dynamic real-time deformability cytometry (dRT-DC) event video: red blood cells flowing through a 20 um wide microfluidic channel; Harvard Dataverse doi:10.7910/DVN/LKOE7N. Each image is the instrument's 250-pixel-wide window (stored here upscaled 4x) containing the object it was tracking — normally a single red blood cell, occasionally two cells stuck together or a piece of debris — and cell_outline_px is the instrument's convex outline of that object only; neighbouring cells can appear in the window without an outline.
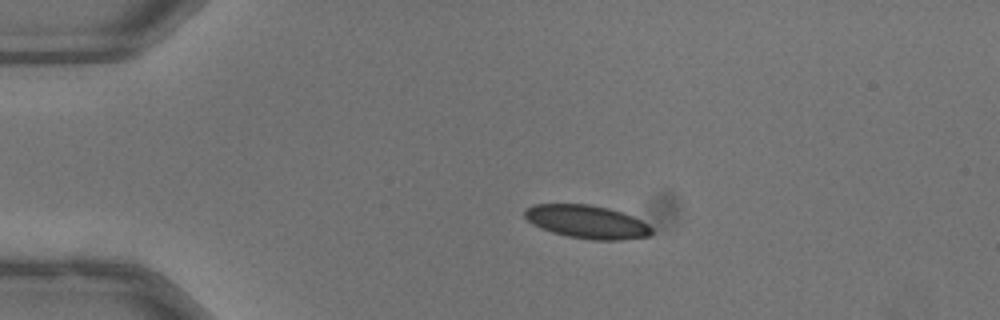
{"species": "common noctule bat (a hibernating species)", "species_latin": "Nyctalus noctula", "temperature_condition": "warm", "stored_images_in_passage": 43, "camera_frame_rate_fps": 3000, "um_per_image_px": 0.085, "animal": {"sex": "male", "body_mass_g": 13.3}, "frame": {"image": 1, "passage_image": 1, "time_ms": 0.0, "image_size_px": [1000, 320], "cell_outline_px": [[652, 232], [648, 236], [620, 240], [592, 240], [568, 236], [552, 232], [540, 228], [532, 224], [524, 216], [524, 212], [532, 204], [588, 204], [608, 208], [624, 212], [648, 224], [652, 228]], "centroid_in_image_um": [49.88, 18.85], "position_along_channel_um": 35.1, "area_um2": 24.57}}
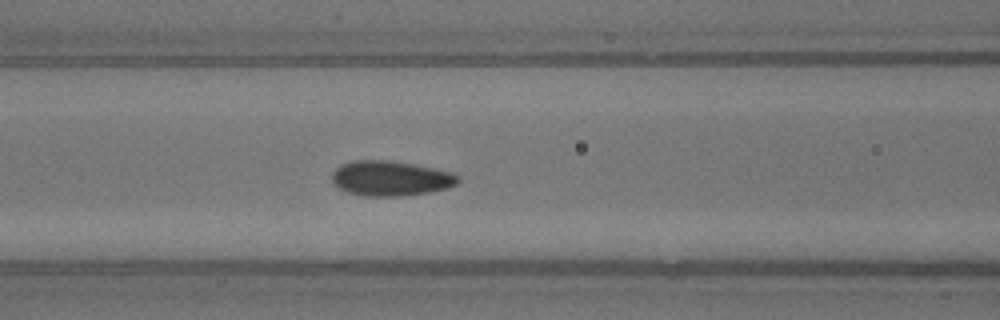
{"frame": {"image": 2, "passage_image": 12, "time_ms": 3.667, "image_size_px": [1000, 320], "cell_outline_px": [[460, 180], [456, 184], [448, 188], [428, 192], [400, 196], [364, 196], [348, 192], [340, 188], [332, 180], [332, 172], [340, 164], [352, 160], [388, 160], [412, 164], [452, 172]], "centroid_in_image_um": [33.17, 15.15], "position_along_channel_um": 133.4, "area_um2": 25.55}}
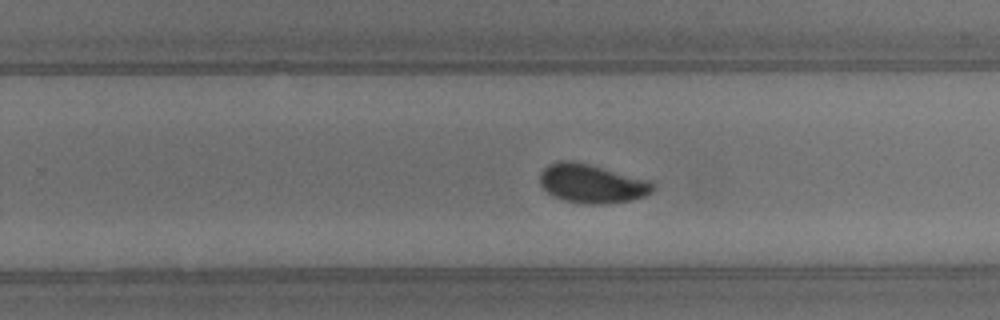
{"frame": {"image": 3, "passage_image": 23, "time_ms": 7.333, "image_size_px": [1000, 320], "cell_outline_px": [[656, 188], [652, 192], [644, 196], [632, 200], [604, 204], [584, 204], [564, 200], [552, 196], [540, 184], [540, 172], [548, 164], [560, 160], [572, 160], [588, 164], [648, 180], [656, 184]], "centroid_in_image_um": [50.3, 15.61], "position_along_channel_um": 279.5, "area_um2": 25.61}, "authors_computed_cell_mechanics": {"area_um2": 24.9696, "velocity_mm_per_s": 4.0026, "shape_relaxation_time_tau1_ms": 2.6848, "shape_relaxation_time_tau2_ms": 0.904, "deformation_change_tau1": 0.0888, "deformation_change_tau2": 0.0453}}